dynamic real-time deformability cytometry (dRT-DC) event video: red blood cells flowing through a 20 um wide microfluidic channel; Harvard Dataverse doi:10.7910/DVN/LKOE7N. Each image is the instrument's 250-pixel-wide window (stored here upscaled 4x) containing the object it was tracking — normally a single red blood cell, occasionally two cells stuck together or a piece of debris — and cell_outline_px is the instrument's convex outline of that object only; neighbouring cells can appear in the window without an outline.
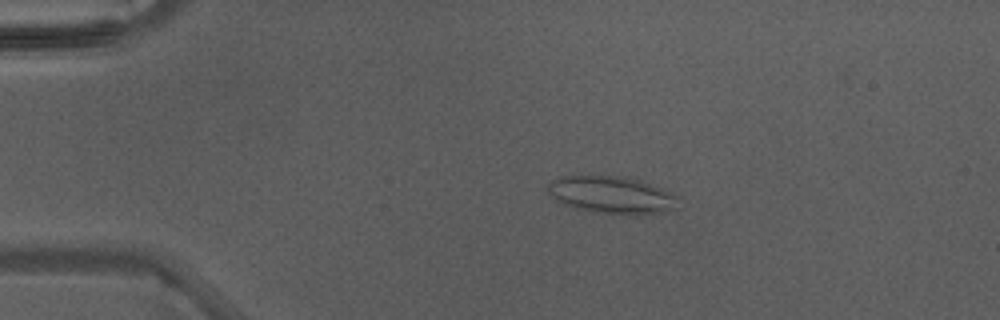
{"species": "Egyptian fruit bat (a non-hibernating species)", "species_latin": "Rousettus aegyptiacus", "temperature_condition": "warm", "stored_images_in_passage": 2, "camera_frame_rate_fps": 3000, "um_per_image_px": 0.085, "animal": {"sex": "male"}, "frame": {"image": 1, "passage_image": 1, "time_ms": 0.0, "image_size_px": [1000, 320], "cell_outline_px": [[680, 208], [660, 212], [596, 212], [576, 208], [552, 200], [548, 192], [548, 184], [552, 180], [560, 176], [632, 176], [664, 188], [680, 196]], "centroid_in_image_um": [52.04, 16.52], "position_along_channel_um": 33.0, "area_um2": 28.38}}